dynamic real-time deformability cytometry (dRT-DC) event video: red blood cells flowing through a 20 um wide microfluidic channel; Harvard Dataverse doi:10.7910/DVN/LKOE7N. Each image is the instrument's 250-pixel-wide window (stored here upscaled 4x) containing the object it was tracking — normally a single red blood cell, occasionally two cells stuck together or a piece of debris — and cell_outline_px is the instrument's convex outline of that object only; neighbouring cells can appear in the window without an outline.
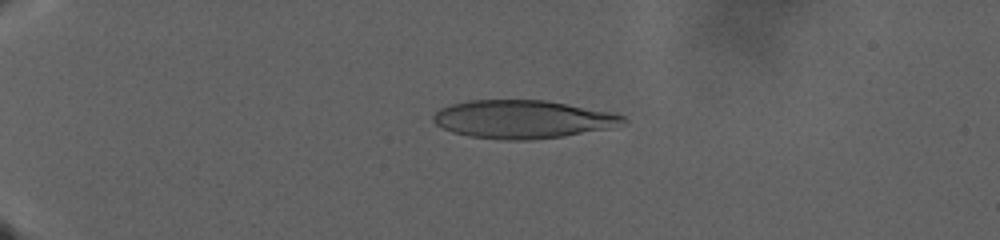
{"species": "human", "species_latin": "Homo sapiens", "temperature_condition": "warm", "stored_images_in_passage": 146, "camera_frame_rate_fps": 3000, "um_per_image_px": 0.085, "donor": {"sex": "male"}, "frame": {"image": 1, "passage_image": 40, "time_ms": 13.0, "image_size_px": [1000, 240], "cell_outline_px": [[628, 120], [604, 128], [560, 136], [528, 140], [508, 140], [468, 136], [452, 132], [436, 124], [432, 120], [432, 116], [440, 108], [452, 104], [468, 100], [544, 100], [608, 112], [624, 116]], "centroid_in_image_um": [44.3, 10.13], "position_along_channel_um": 40.7, "area_um2": 41.33}}
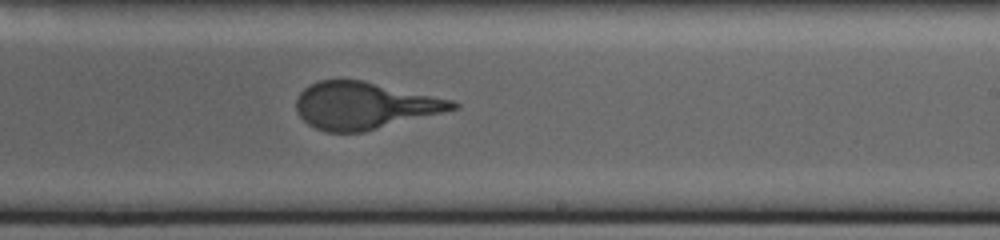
{"frame": {"image": 2, "passage_image": 98, "time_ms": 32.333, "image_size_px": [1000, 240], "cell_outline_px": [[460, 108], [364, 132], [328, 132], [316, 128], [308, 124], [300, 116], [296, 108], [296, 100], [300, 92], [304, 88], [320, 80], [364, 80], [456, 100], [460, 104]], "centroid_in_image_um": [31.02, 8.97], "position_along_channel_um": 258.0, "area_um2": 43.0}}
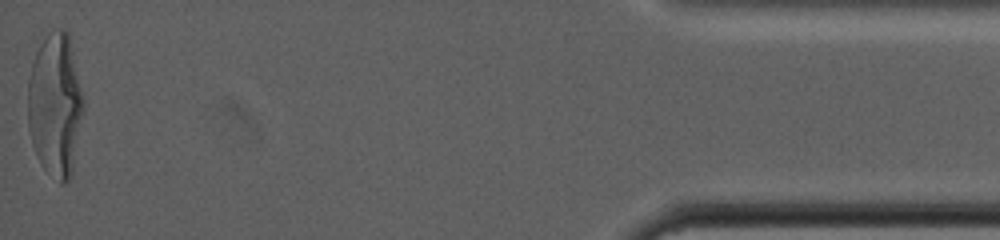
{"frame": {"image": 3, "passage_image": 146, "time_ms": 48.333, "image_size_px": [1000, 240], "cell_outline_px": [[84, 108], [72, 172], [68, 180], [64, 184], [60, 184], [40, 164], [36, 156], [32, 144], [28, 128], [28, 80], [32, 64], [36, 52], [40, 44], [48, 32], [52, 28], [60, 28], [68, 32], [84, 100]], "centroid_in_image_um": [4.69, 8.92], "position_along_channel_um": 430.5, "area_um2": 46.64}}